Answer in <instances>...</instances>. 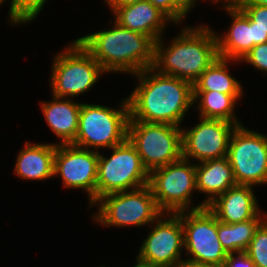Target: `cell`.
<instances>
[{"mask_svg": "<svg viewBox=\"0 0 267 267\" xmlns=\"http://www.w3.org/2000/svg\"><path fill=\"white\" fill-rule=\"evenodd\" d=\"M133 75L139 79V85L127 97L129 120L179 127L194 103L193 84L158 73L152 67Z\"/></svg>", "mask_w": 267, "mask_h": 267, "instance_id": "6da1fadb", "label": "cell"}, {"mask_svg": "<svg viewBox=\"0 0 267 267\" xmlns=\"http://www.w3.org/2000/svg\"><path fill=\"white\" fill-rule=\"evenodd\" d=\"M190 27L183 28L167 48L162 37L155 42L152 68L193 84L219 55L214 31L204 25Z\"/></svg>", "mask_w": 267, "mask_h": 267, "instance_id": "7a4b0ae2", "label": "cell"}, {"mask_svg": "<svg viewBox=\"0 0 267 267\" xmlns=\"http://www.w3.org/2000/svg\"><path fill=\"white\" fill-rule=\"evenodd\" d=\"M105 72L130 75L152 67L155 42L142 33L121 27L114 21L111 29L77 39Z\"/></svg>", "mask_w": 267, "mask_h": 267, "instance_id": "3957f363", "label": "cell"}, {"mask_svg": "<svg viewBox=\"0 0 267 267\" xmlns=\"http://www.w3.org/2000/svg\"><path fill=\"white\" fill-rule=\"evenodd\" d=\"M121 109L97 104L81 103L78 131L72 145L86 149L112 148L127 139L129 122V105L126 99ZM100 147V148H99Z\"/></svg>", "mask_w": 267, "mask_h": 267, "instance_id": "277c9868", "label": "cell"}, {"mask_svg": "<svg viewBox=\"0 0 267 267\" xmlns=\"http://www.w3.org/2000/svg\"><path fill=\"white\" fill-rule=\"evenodd\" d=\"M110 149L113 150L110 158L99 153L96 203L105 195L135 190L149 184L150 173L128 138Z\"/></svg>", "mask_w": 267, "mask_h": 267, "instance_id": "5b68a950", "label": "cell"}, {"mask_svg": "<svg viewBox=\"0 0 267 267\" xmlns=\"http://www.w3.org/2000/svg\"><path fill=\"white\" fill-rule=\"evenodd\" d=\"M67 47L66 51L55 56L52 64L50 82L54 97L68 98L83 94L105 73L77 39Z\"/></svg>", "mask_w": 267, "mask_h": 267, "instance_id": "8992f818", "label": "cell"}, {"mask_svg": "<svg viewBox=\"0 0 267 267\" xmlns=\"http://www.w3.org/2000/svg\"><path fill=\"white\" fill-rule=\"evenodd\" d=\"M127 138L149 173L182 158L181 126L129 120Z\"/></svg>", "mask_w": 267, "mask_h": 267, "instance_id": "52a82bcc", "label": "cell"}, {"mask_svg": "<svg viewBox=\"0 0 267 267\" xmlns=\"http://www.w3.org/2000/svg\"><path fill=\"white\" fill-rule=\"evenodd\" d=\"M98 212L94 220L106 226H144L156 224L157 218L164 212L158 207L149 185L112 193L98 201Z\"/></svg>", "mask_w": 267, "mask_h": 267, "instance_id": "ba28073f", "label": "cell"}, {"mask_svg": "<svg viewBox=\"0 0 267 267\" xmlns=\"http://www.w3.org/2000/svg\"><path fill=\"white\" fill-rule=\"evenodd\" d=\"M189 211H180L184 250L191 256L185 262L222 266L228 254L218 239L216 215L202 203Z\"/></svg>", "mask_w": 267, "mask_h": 267, "instance_id": "9c48e42d", "label": "cell"}, {"mask_svg": "<svg viewBox=\"0 0 267 267\" xmlns=\"http://www.w3.org/2000/svg\"><path fill=\"white\" fill-rule=\"evenodd\" d=\"M180 160L152 170L149 186L158 207L166 213L187 211L196 192V164Z\"/></svg>", "mask_w": 267, "mask_h": 267, "instance_id": "30bf717a", "label": "cell"}, {"mask_svg": "<svg viewBox=\"0 0 267 267\" xmlns=\"http://www.w3.org/2000/svg\"><path fill=\"white\" fill-rule=\"evenodd\" d=\"M237 185L267 184V136L237 126L227 154Z\"/></svg>", "mask_w": 267, "mask_h": 267, "instance_id": "8fae6325", "label": "cell"}, {"mask_svg": "<svg viewBox=\"0 0 267 267\" xmlns=\"http://www.w3.org/2000/svg\"><path fill=\"white\" fill-rule=\"evenodd\" d=\"M166 213L157 218V224L142 242L137 258L158 267H180L185 260L180 259L184 248V230L180 212Z\"/></svg>", "mask_w": 267, "mask_h": 267, "instance_id": "7c38bea8", "label": "cell"}, {"mask_svg": "<svg viewBox=\"0 0 267 267\" xmlns=\"http://www.w3.org/2000/svg\"><path fill=\"white\" fill-rule=\"evenodd\" d=\"M99 152L72 144H56L54 177L60 175L64 187L81 188L89 195L90 205L96 203V182Z\"/></svg>", "mask_w": 267, "mask_h": 267, "instance_id": "4fadbf2b", "label": "cell"}, {"mask_svg": "<svg viewBox=\"0 0 267 267\" xmlns=\"http://www.w3.org/2000/svg\"><path fill=\"white\" fill-rule=\"evenodd\" d=\"M200 119L192 129H182V158L200 163L226 157L232 133L238 125L221 119Z\"/></svg>", "mask_w": 267, "mask_h": 267, "instance_id": "5bb4252c", "label": "cell"}, {"mask_svg": "<svg viewBox=\"0 0 267 267\" xmlns=\"http://www.w3.org/2000/svg\"><path fill=\"white\" fill-rule=\"evenodd\" d=\"M113 14L121 27L142 33L157 42L171 20L148 0L117 7Z\"/></svg>", "mask_w": 267, "mask_h": 267, "instance_id": "9a60e30c", "label": "cell"}, {"mask_svg": "<svg viewBox=\"0 0 267 267\" xmlns=\"http://www.w3.org/2000/svg\"><path fill=\"white\" fill-rule=\"evenodd\" d=\"M253 191L250 185H236L218 196L207 207L219 222L233 224L248 221L261 215Z\"/></svg>", "mask_w": 267, "mask_h": 267, "instance_id": "2e32d148", "label": "cell"}, {"mask_svg": "<svg viewBox=\"0 0 267 267\" xmlns=\"http://www.w3.org/2000/svg\"><path fill=\"white\" fill-rule=\"evenodd\" d=\"M224 6L233 21L226 35L216 34L218 55L220 58L240 61L253 48V21L236 4Z\"/></svg>", "mask_w": 267, "mask_h": 267, "instance_id": "e0dca14e", "label": "cell"}, {"mask_svg": "<svg viewBox=\"0 0 267 267\" xmlns=\"http://www.w3.org/2000/svg\"><path fill=\"white\" fill-rule=\"evenodd\" d=\"M236 185L227 156L196 163V190L208 194V198L202 202L205 206Z\"/></svg>", "mask_w": 267, "mask_h": 267, "instance_id": "ac0fdd59", "label": "cell"}, {"mask_svg": "<svg viewBox=\"0 0 267 267\" xmlns=\"http://www.w3.org/2000/svg\"><path fill=\"white\" fill-rule=\"evenodd\" d=\"M53 101L41 103V109L49 128L61 142L58 144H72L78 131V121L81 103L71 98L52 96ZM65 99V100H64Z\"/></svg>", "mask_w": 267, "mask_h": 267, "instance_id": "d6986e66", "label": "cell"}, {"mask_svg": "<svg viewBox=\"0 0 267 267\" xmlns=\"http://www.w3.org/2000/svg\"><path fill=\"white\" fill-rule=\"evenodd\" d=\"M56 144L25 143L21 149L14 167L15 175L23 179L45 180L54 177V155Z\"/></svg>", "mask_w": 267, "mask_h": 267, "instance_id": "ffe728a7", "label": "cell"}, {"mask_svg": "<svg viewBox=\"0 0 267 267\" xmlns=\"http://www.w3.org/2000/svg\"><path fill=\"white\" fill-rule=\"evenodd\" d=\"M241 96L242 94H225L217 91H193L194 103L199 101V107L196 108L200 109V118L221 119L238 126L242 124L235 116L234 106Z\"/></svg>", "mask_w": 267, "mask_h": 267, "instance_id": "44dd1931", "label": "cell"}, {"mask_svg": "<svg viewBox=\"0 0 267 267\" xmlns=\"http://www.w3.org/2000/svg\"><path fill=\"white\" fill-rule=\"evenodd\" d=\"M230 60L218 58L193 83V91H217L225 94H242V86L228 72Z\"/></svg>", "mask_w": 267, "mask_h": 267, "instance_id": "7402d4cb", "label": "cell"}, {"mask_svg": "<svg viewBox=\"0 0 267 267\" xmlns=\"http://www.w3.org/2000/svg\"><path fill=\"white\" fill-rule=\"evenodd\" d=\"M264 220V217L255 216L245 222L228 224L217 219L218 239L226 253L246 251L256 229Z\"/></svg>", "mask_w": 267, "mask_h": 267, "instance_id": "603a6c76", "label": "cell"}, {"mask_svg": "<svg viewBox=\"0 0 267 267\" xmlns=\"http://www.w3.org/2000/svg\"><path fill=\"white\" fill-rule=\"evenodd\" d=\"M262 216L266 219L256 229L245 251L256 267H267V214Z\"/></svg>", "mask_w": 267, "mask_h": 267, "instance_id": "cb8c5ba5", "label": "cell"}, {"mask_svg": "<svg viewBox=\"0 0 267 267\" xmlns=\"http://www.w3.org/2000/svg\"><path fill=\"white\" fill-rule=\"evenodd\" d=\"M162 11L173 23L184 19L188 11L177 0H148Z\"/></svg>", "mask_w": 267, "mask_h": 267, "instance_id": "d4e9b609", "label": "cell"}, {"mask_svg": "<svg viewBox=\"0 0 267 267\" xmlns=\"http://www.w3.org/2000/svg\"><path fill=\"white\" fill-rule=\"evenodd\" d=\"M47 0H18V25L35 19Z\"/></svg>", "mask_w": 267, "mask_h": 267, "instance_id": "484cf974", "label": "cell"}, {"mask_svg": "<svg viewBox=\"0 0 267 267\" xmlns=\"http://www.w3.org/2000/svg\"><path fill=\"white\" fill-rule=\"evenodd\" d=\"M254 23L257 28L267 32V6L255 4H236Z\"/></svg>", "mask_w": 267, "mask_h": 267, "instance_id": "4316f807", "label": "cell"}, {"mask_svg": "<svg viewBox=\"0 0 267 267\" xmlns=\"http://www.w3.org/2000/svg\"><path fill=\"white\" fill-rule=\"evenodd\" d=\"M240 61H245L254 68L267 72V42L255 45Z\"/></svg>", "mask_w": 267, "mask_h": 267, "instance_id": "83f0119b", "label": "cell"}, {"mask_svg": "<svg viewBox=\"0 0 267 267\" xmlns=\"http://www.w3.org/2000/svg\"><path fill=\"white\" fill-rule=\"evenodd\" d=\"M237 256V258L234 256ZM222 267H256L249 255L244 252L230 253L223 262Z\"/></svg>", "mask_w": 267, "mask_h": 267, "instance_id": "f1b7e54d", "label": "cell"}, {"mask_svg": "<svg viewBox=\"0 0 267 267\" xmlns=\"http://www.w3.org/2000/svg\"><path fill=\"white\" fill-rule=\"evenodd\" d=\"M267 42V32L260 30L255 26L253 22V47L257 44H262Z\"/></svg>", "mask_w": 267, "mask_h": 267, "instance_id": "f546056e", "label": "cell"}, {"mask_svg": "<svg viewBox=\"0 0 267 267\" xmlns=\"http://www.w3.org/2000/svg\"><path fill=\"white\" fill-rule=\"evenodd\" d=\"M5 0H0V4H2ZM11 5L9 9V20L12 22L11 24L18 25V0H11Z\"/></svg>", "mask_w": 267, "mask_h": 267, "instance_id": "4dcf8cb0", "label": "cell"}, {"mask_svg": "<svg viewBox=\"0 0 267 267\" xmlns=\"http://www.w3.org/2000/svg\"><path fill=\"white\" fill-rule=\"evenodd\" d=\"M105 1L107 2L106 4H108V6L110 7V10L114 11L117 7L136 3L142 0H105Z\"/></svg>", "mask_w": 267, "mask_h": 267, "instance_id": "1f68e13d", "label": "cell"}, {"mask_svg": "<svg viewBox=\"0 0 267 267\" xmlns=\"http://www.w3.org/2000/svg\"><path fill=\"white\" fill-rule=\"evenodd\" d=\"M236 4H255L267 6V0H239Z\"/></svg>", "mask_w": 267, "mask_h": 267, "instance_id": "d6a6232c", "label": "cell"}, {"mask_svg": "<svg viewBox=\"0 0 267 267\" xmlns=\"http://www.w3.org/2000/svg\"><path fill=\"white\" fill-rule=\"evenodd\" d=\"M188 12H190V9L194 6L195 1L197 0H177ZM214 2H217V0H214Z\"/></svg>", "mask_w": 267, "mask_h": 267, "instance_id": "836d02e7", "label": "cell"}, {"mask_svg": "<svg viewBox=\"0 0 267 267\" xmlns=\"http://www.w3.org/2000/svg\"><path fill=\"white\" fill-rule=\"evenodd\" d=\"M180 267H222L220 265H201L196 263L184 262Z\"/></svg>", "mask_w": 267, "mask_h": 267, "instance_id": "e575fe53", "label": "cell"}, {"mask_svg": "<svg viewBox=\"0 0 267 267\" xmlns=\"http://www.w3.org/2000/svg\"><path fill=\"white\" fill-rule=\"evenodd\" d=\"M136 260H137V264L133 267H158V266L152 265L150 263L141 261L138 258Z\"/></svg>", "mask_w": 267, "mask_h": 267, "instance_id": "d590c367", "label": "cell"}, {"mask_svg": "<svg viewBox=\"0 0 267 267\" xmlns=\"http://www.w3.org/2000/svg\"><path fill=\"white\" fill-rule=\"evenodd\" d=\"M219 1L221 2L222 0H217L218 3ZM223 1H225L227 4H236L239 0H223Z\"/></svg>", "mask_w": 267, "mask_h": 267, "instance_id": "8d00e7d4", "label": "cell"}]
</instances>
